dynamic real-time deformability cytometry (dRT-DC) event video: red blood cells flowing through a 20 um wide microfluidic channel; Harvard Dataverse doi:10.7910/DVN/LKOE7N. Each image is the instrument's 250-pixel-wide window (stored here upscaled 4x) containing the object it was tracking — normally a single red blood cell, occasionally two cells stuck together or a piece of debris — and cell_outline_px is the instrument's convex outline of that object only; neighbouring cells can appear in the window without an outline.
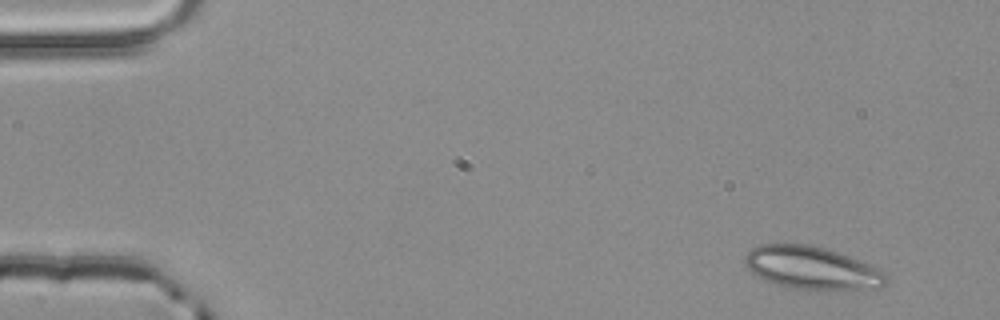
{"species": "common noctule bat (a hibernating species)", "species_latin": "Nyctalus noctula", "temperature_condition": "room temperature", "stored_images_in_passage": 3, "camera_frame_rate_fps": 3000, "um_per_image_px": 0.085, "animal": {"sex": "male", "body_mass_g": 20.4}, "frame": {"image": 1, "passage_image": 1, "time_ms": 0.0, "image_size_px": [1000, 320], "cell_outline_px": [[888, 280], [880, 288], [844, 292], [788, 288], [764, 280], [752, 272], [748, 268], [744, 260], [744, 256], [752, 248], [760, 244], [808, 244], [840, 252], [880, 268], [888, 272]], "centroid_in_image_um": [69.11, 22.81], "position_along_channel_um": 15.9, "area_um2": 36.3}}